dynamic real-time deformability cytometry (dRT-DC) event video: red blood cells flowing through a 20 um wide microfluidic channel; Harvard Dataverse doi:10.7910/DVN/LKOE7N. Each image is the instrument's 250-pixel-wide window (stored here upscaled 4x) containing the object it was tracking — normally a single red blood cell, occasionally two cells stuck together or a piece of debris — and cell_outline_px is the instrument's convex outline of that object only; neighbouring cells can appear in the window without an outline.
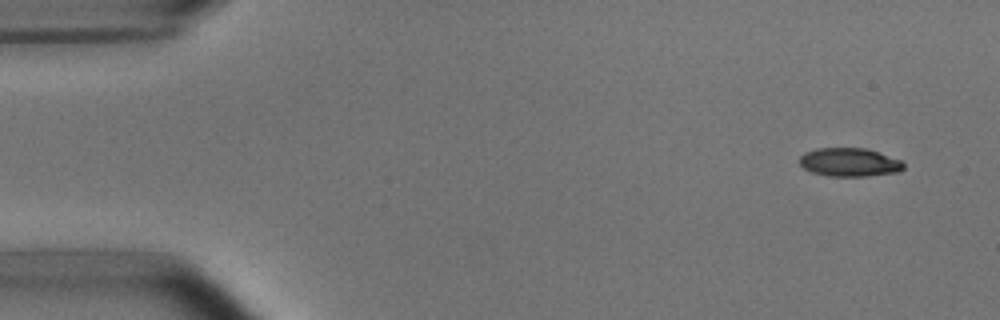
{"species": "common noctule bat (a hibernating species)", "species_latin": "Nyctalus noctula", "temperature_condition": "room temperature", "stored_images_in_passage": 6, "camera_frame_rate_fps": 3000, "um_per_image_px": 0.085, "animal": {"sex": "male", "body_mass_g": 15.6}, "frame": {"image": 1, "passage_image": 1, "time_ms": 0.0, "image_size_px": [1000, 320], "cell_outline_px": [[904, 168], [900, 172], [868, 176], [828, 176], [812, 172], [804, 168], [800, 164], [800, 156], [804, 152], [816, 148], [864, 148], [900, 160], [904, 164]], "centroid_in_image_um": [72.18, 13.8], "position_along_channel_um": 12.8, "area_um2": 17.22}}
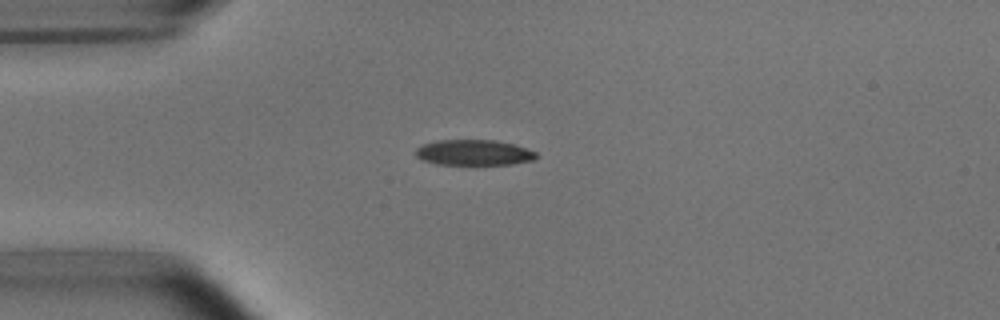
{"frame": {"image": 2, "passage_image": 4, "time_ms": 3.333, "image_size_px": [1000, 320], "cell_outline_px": [[536, 160], [512, 164], [436, 164], [424, 160], [416, 156], [416, 148], [424, 144], [440, 140], [496, 140], [512, 144], [536, 152]], "centroid_in_image_um": [40.29, 12.97], "position_along_channel_um": 44.7, "area_um2": 17.74}}
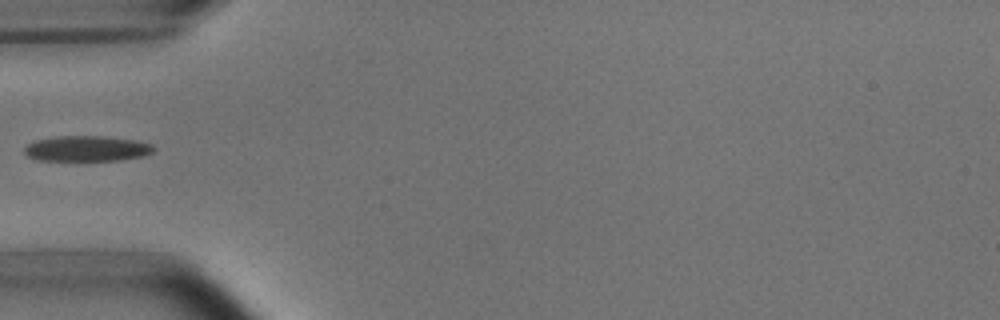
{"frame": {"image": 3, "passage_image": 5, "time_ms": 4.667, "image_size_px": [1000, 320], "cell_outline_px": [[156, 148], [152, 152], [144, 156], [120, 160], [36, 160], [28, 156], [24, 152], [24, 148], [28, 144], [36, 140], [56, 136], [104, 136], [136, 140], [152, 144]], "centroid_in_image_um": [7.4, 12.62], "position_along_channel_um": 77.6, "area_um2": 19.25}}